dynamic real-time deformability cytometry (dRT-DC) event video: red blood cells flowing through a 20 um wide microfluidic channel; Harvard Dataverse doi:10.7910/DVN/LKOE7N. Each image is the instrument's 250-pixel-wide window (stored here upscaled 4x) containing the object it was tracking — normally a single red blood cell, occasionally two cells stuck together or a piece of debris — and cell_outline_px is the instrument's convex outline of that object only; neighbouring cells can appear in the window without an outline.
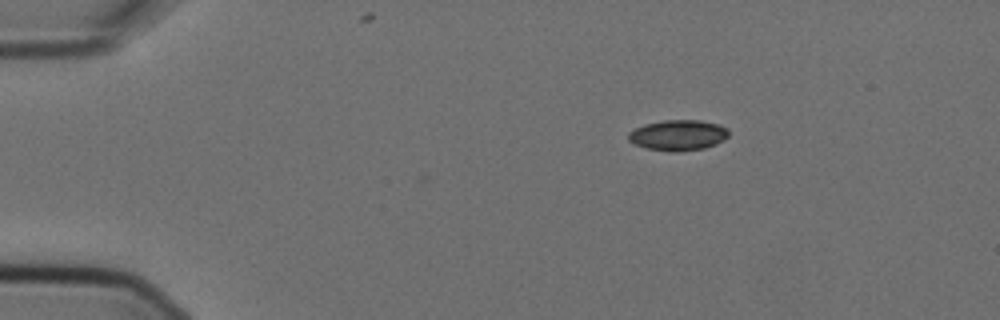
{"species": "Egyptian fruit bat (a non-hibernating species)", "species_latin": "Rousettus aegyptiacus", "temperature_condition": "cold", "stored_images_in_passage": 3, "camera_frame_rate_fps": 3000, "um_per_image_px": 0.085, "animal": {"sex": "female"}, "frame": {"image": 1, "passage_image": 1, "time_ms": 0.0, "image_size_px": [1000, 320], "cell_outline_px": [[728, 136], [724, 140], [716, 144], [704, 148], [676, 152], [668, 152], [648, 148], [636, 144], [628, 140], [628, 132], [644, 124], [664, 120], [700, 120], [720, 124], [728, 128]], "centroid_in_image_um": [57.66, 11.48], "position_along_channel_um": 27.3, "area_um2": 17.98}}
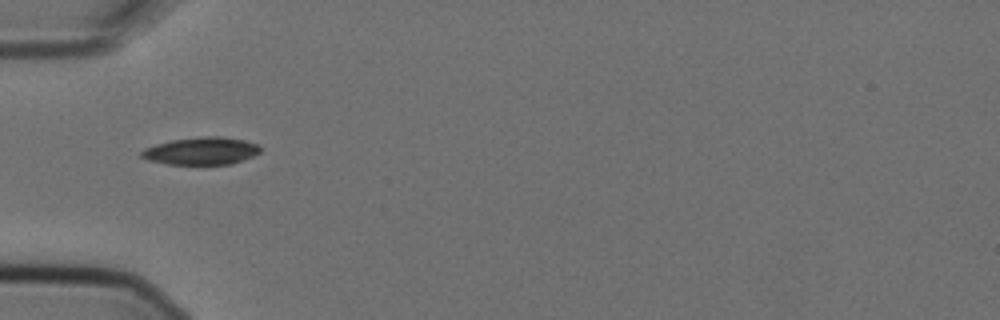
{"frame": {"image": 2, "passage_image": 3, "time_ms": 0.667, "image_size_px": [1000, 320], "cell_outline_px": [[260, 152], [252, 156], [232, 164], [168, 164], [148, 160], [140, 156], [140, 152], [144, 148], [156, 144], [172, 140], [200, 136], [220, 136], [244, 140], [256, 144], [260, 148]], "centroid_in_image_um": [17.08, 12.82], "position_along_channel_um": 67.9, "area_um2": 18.96}}